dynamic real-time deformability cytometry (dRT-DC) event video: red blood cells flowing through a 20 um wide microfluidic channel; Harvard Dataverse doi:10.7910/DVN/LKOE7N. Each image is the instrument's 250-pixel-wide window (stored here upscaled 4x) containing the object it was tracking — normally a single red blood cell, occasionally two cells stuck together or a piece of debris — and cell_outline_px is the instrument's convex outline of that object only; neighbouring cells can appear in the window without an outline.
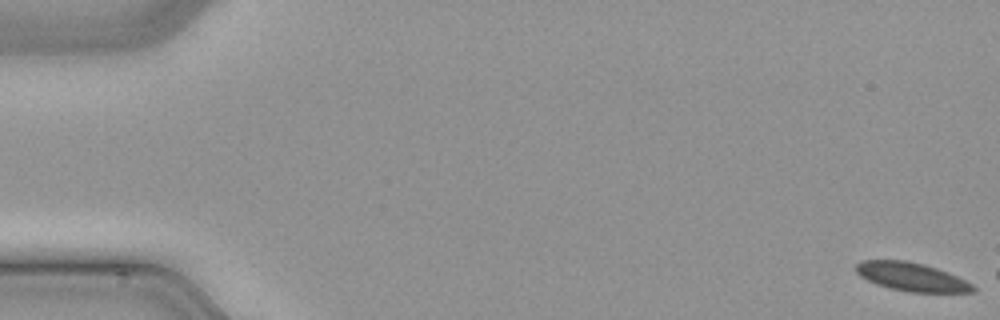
{"species": "common noctule bat (a hibernating species)", "species_latin": "Nyctalus noctula", "temperature_condition": "cold", "stored_images_in_passage": 10, "camera_frame_rate_fps": 3000, "um_per_image_px": 0.085, "animal": {"sex": "male", "body_mass_g": 21.5, "forearm_length_mm": 52.0}, "frame": {"image": 1, "passage_image": 1, "time_ms": 0.0, "image_size_px": [1000, 320], "cell_outline_px": [[976, 292], [908, 292], [888, 288], [876, 284], [860, 276], [856, 272], [856, 264], [864, 260], [904, 260], [924, 264], [936, 268], [956, 276], [972, 284], [976, 288]], "centroid_in_image_um": [77.47, 23.54], "position_along_channel_um": 7.5, "area_um2": 19.31}}